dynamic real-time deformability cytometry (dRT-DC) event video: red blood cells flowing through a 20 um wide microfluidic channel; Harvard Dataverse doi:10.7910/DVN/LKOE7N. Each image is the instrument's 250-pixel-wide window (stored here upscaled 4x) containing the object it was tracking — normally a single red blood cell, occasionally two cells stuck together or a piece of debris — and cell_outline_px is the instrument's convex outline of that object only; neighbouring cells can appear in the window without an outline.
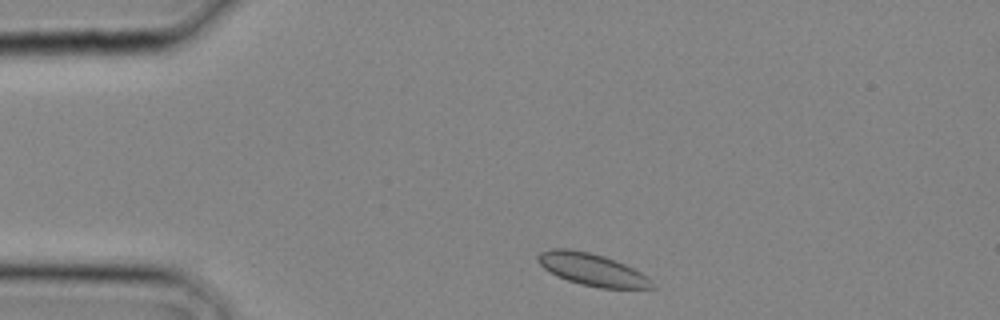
{"species": "common noctule bat (a hibernating species)", "species_latin": "Nyctalus noctula", "temperature_condition": "cold", "stored_images_in_passage": 23, "camera_frame_rate_fps": 3000, "um_per_image_px": 0.085, "animal": {"sex": "male", "body_mass_g": 20.4}, "frame": {"image": 1, "passage_image": 1, "time_ms": 0.0, "image_size_px": [1000, 320], "cell_outline_px": [[656, 288], [600, 288], [580, 284], [556, 276], [544, 268], [536, 260], [536, 256], [540, 252], [552, 248], [572, 248], [604, 256], [616, 260], [640, 272]], "centroid_in_image_um": [50.25, 22.89], "position_along_channel_um": 34.8, "area_um2": 21.27}}
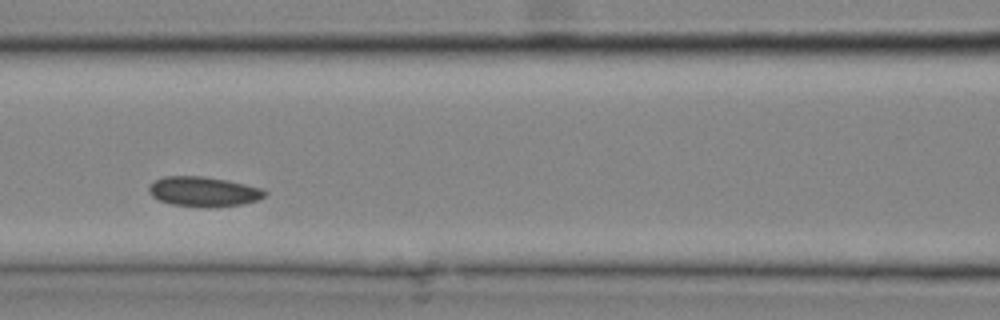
{"frame": {"image": 2, "passage_image": 8, "time_ms": 2.333, "image_size_px": [1000, 320], "cell_outline_px": [[268, 192], [264, 196], [256, 200], [240, 204], [172, 204], [160, 200], [152, 196], [148, 192], [148, 188], [156, 180], [164, 176], [204, 176], [228, 180], [264, 188]], "centroid_in_image_um": [17.31, 16.22], "position_along_channel_um": 149.3, "area_um2": 19.19}}
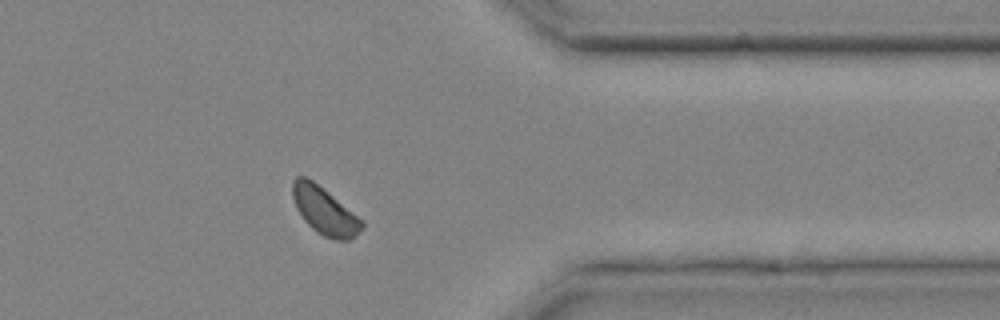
{"frame": {"image": 3, "passage_image": 19, "time_ms": 6.0, "image_size_px": [1000, 320], "cell_outline_px": [[364, 228], [348, 240], [336, 240], [324, 236], [316, 232], [304, 220], [296, 208], [292, 196], [292, 180], [296, 176], [304, 176], [312, 180], [364, 220]], "centroid_in_image_um": [27.58, 17.92], "position_along_channel_um": 383.8, "area_um2": 19.07}}